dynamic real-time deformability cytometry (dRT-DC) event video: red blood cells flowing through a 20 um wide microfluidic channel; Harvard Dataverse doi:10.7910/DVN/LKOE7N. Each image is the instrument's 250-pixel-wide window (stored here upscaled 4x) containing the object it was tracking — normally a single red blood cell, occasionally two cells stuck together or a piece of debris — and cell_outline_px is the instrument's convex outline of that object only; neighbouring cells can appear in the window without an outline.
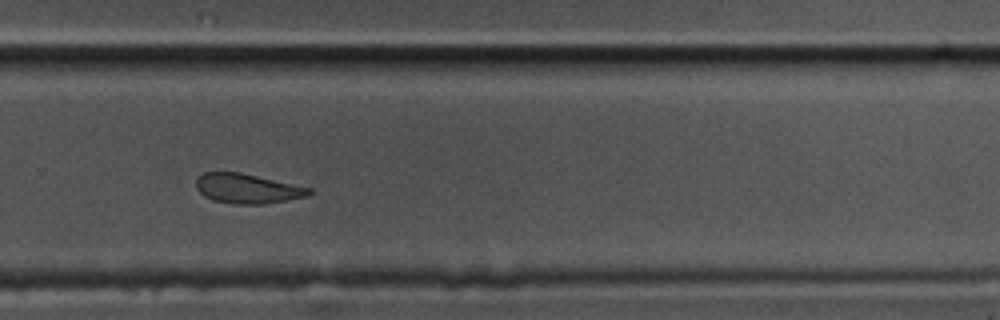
{"species": "common noctule bat (a hibernating species)", "species_latin": "Nyctalus noctula", "temperature_condition": "cold", "stored_images_in_passage": 14, "camera_frame_rate_fps": 3000, "um_per_image_px": 0.085, "animal": {"sex": "male", "body_mass_g": 17.5, "forearm_length_mm": 52.3}, "frame": {"image": 1, "passage_image": 10, "time_ms": 3.0, "image_size_px": [1000, 320], "cell_outline_px": [[312, 192], [308, 196], [264, 204], [232, 204], [212, 200], [204, 196], [196, 188], [196, 176], [204, 172], [240, 172], [312, 188]], "centroid_in_image_um": [21.0, 16.03], "position_along_channel_um": 308.8, "area_um2": 19.65}}
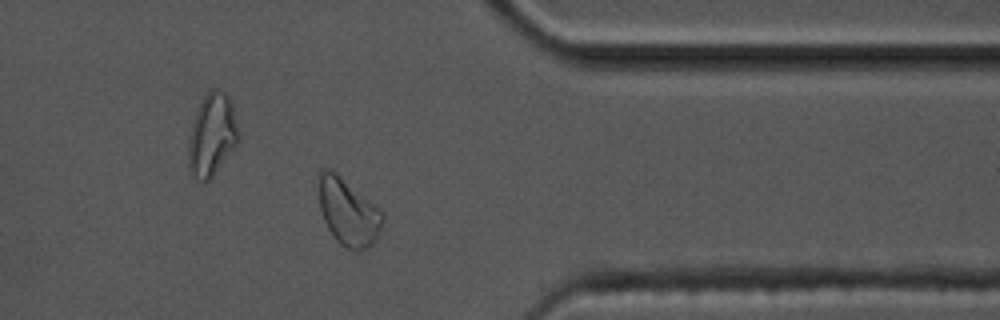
{"frame": {"image": 2, "passage_image": 12, "time_ms": 3.667, "image_size_px": [1000, 320], "cell_outline_px": [[384, 220], [376, 240], [368, 248], [356, 252], [340, 244], [336, 240], [328, 228], [324, 220], [320, 208], [316, 172], [320, 168], [332, 168], [380, 208], [384, 212]], "centroid_in_image_um": [29.57, 17.97], "position_along_channel_um": 381.8, "area_um2": 25.66}}
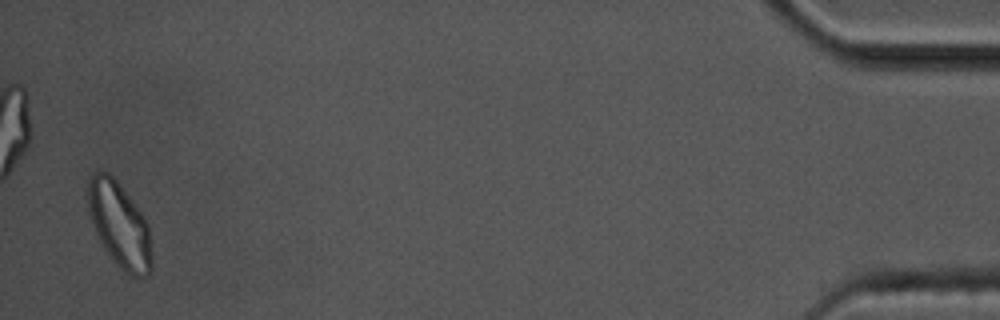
{"frame": {"image": 3, "passage_image": 14, "time_ms": 4.333, "image_size_px": [1000, 320], "cell_outline_px": [[152, 272], [148, 276], [128, 276], [116, 264], [104, 248], [96, 232], [88, 208], [88, 176], [92, 172], [108, 172], [116, 180], [144, 216], [148, 224], [152, 252]], "centroid_in_image_um": [10.18, 19.14], "position_along_channel_um": 425.0, "area_um2": 31.62}}